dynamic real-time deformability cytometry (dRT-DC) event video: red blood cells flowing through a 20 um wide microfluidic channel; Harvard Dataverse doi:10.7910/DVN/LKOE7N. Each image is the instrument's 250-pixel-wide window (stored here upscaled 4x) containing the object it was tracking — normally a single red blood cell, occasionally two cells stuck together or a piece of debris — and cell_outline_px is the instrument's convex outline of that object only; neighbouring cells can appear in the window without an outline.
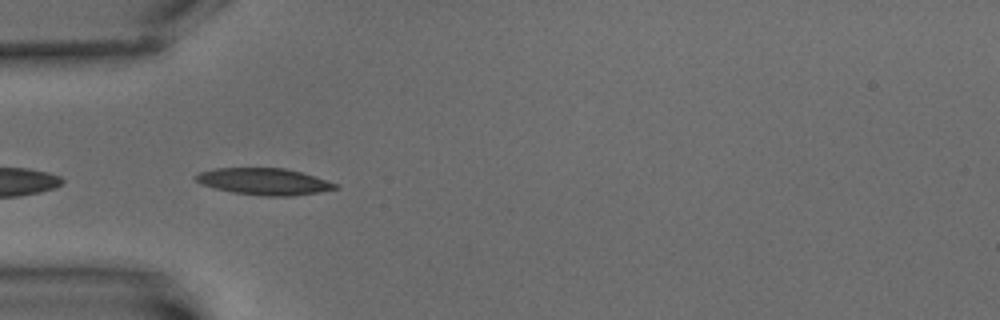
{"species": "common noctule bat (a hibernating species)", "species_latin": "Nyctalus noctula", "temperature_condition": "warm", "stored_images_in_passage": 7, "camera_frame_rate_fps": 3000, "um_per_image_px": 0.085, "animal": {"sex": "male", "body_mass_g": 15.6}, "frame": {"image": 1, "passage_image": 6, "time_ms": 6.0, "image_size_px": [1000, 320], "cell_outline_px": [[340, 188], [320, 192], [292, 196], [264, 196], [232, 192], [200, 184], [192, 176], [200, 172], [216, 168], [284, 168], [300, 172], [340, 184]], "centroid_in_image_um": [22.47, 15.43], "position_along_channel_um": 62.5, "area_um2": 21.73}}
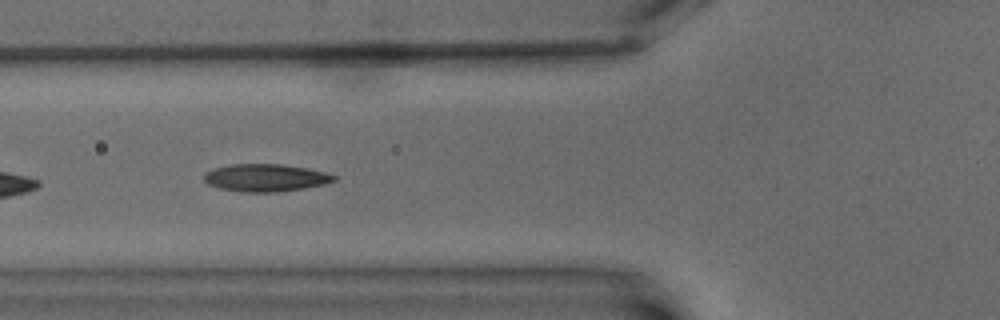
{"frame": {"image": 2, "passage_image": 7, "time_ms": 7.333, "image_size_px": [1000, 320], "cell_outline_px": [[336, 180], [324, 184], [304, 188], [276, 192], [244, 192], [220, 188], [208, 184], [204, 180], [204, 172], [212, 168], [228, 164], [280, 164], [308, 168], [324, 172], [336, 176]], "centroid_in_image_um": [22.54, 15.1], "position_along_channel_um": 103.3, "area_um2": 20.87}}